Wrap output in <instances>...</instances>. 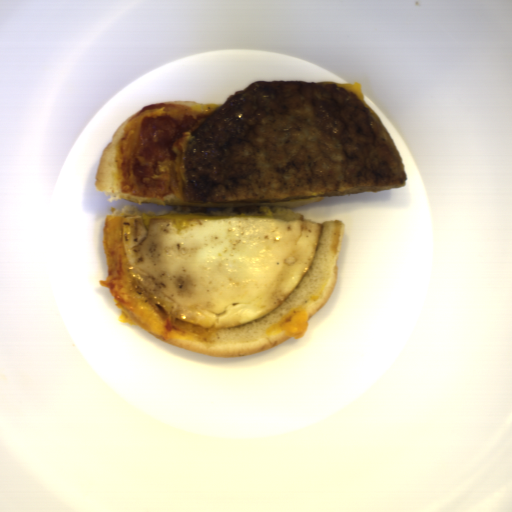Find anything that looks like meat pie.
I'll return each instance as SVG.
<instances>
[{"mask_svg": "<svg viewBox=\"0 0 512 512\" xmlns=\"http://www.w3.org/2000/svg\"><path fill=\"white\" fill-rule=\"evenodd\" d=\"M191 135L184 202H287L407 185L379 115L335 81L254 80Z\"/></svg>", "mask_w": 512, "mask_h": 512, "instance_id": "b5893723", "label": "meat pie"}]
</instances>
